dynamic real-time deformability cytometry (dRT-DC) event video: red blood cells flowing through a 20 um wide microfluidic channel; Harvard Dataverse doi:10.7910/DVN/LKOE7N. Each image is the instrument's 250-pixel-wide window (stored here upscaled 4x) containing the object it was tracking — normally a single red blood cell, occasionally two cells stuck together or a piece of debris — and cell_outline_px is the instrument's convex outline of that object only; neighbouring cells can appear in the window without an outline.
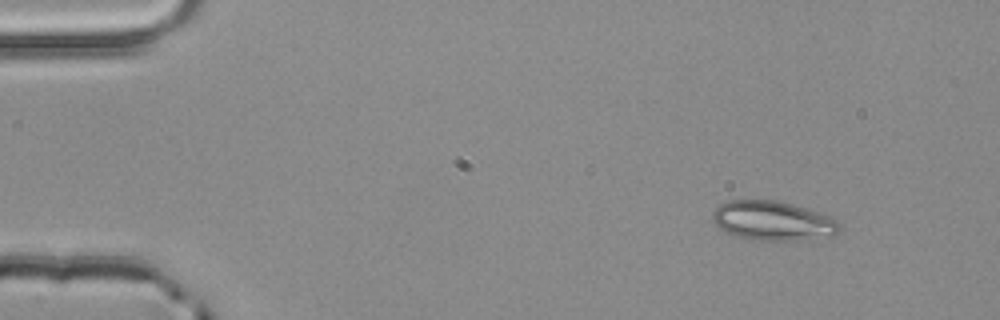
{"species": "common noctule bat (a hibernating species)", "species_latin": "Nyctalus noctula", "temperature_condition": "room temperature", "stored_images_in_passage": 4, "camera_frame_rate_fps": 3000, "um_per_image_px": 0.085, "animal": {"sex": "male", "body_mass_g": 20.4}, "frame": {"image": 1, "passage_image": 1, "time_ms": 0.0, "image_size_px": [1000, 320], "cell_outline_px": [[840, 228], [836, 236], [792, 240], [756, 240], [740, 236], [728, 232], [720, 228], [712, 220], [712, 212], [720, 204], [728, 200], [776, 200], [792, 204], [828, 216], [836, 220], [840, 224]], "centroid_in_image_um": [65.69, 18.76], "position_along_channel_um": 19.3, "area_um2": 28.78}}
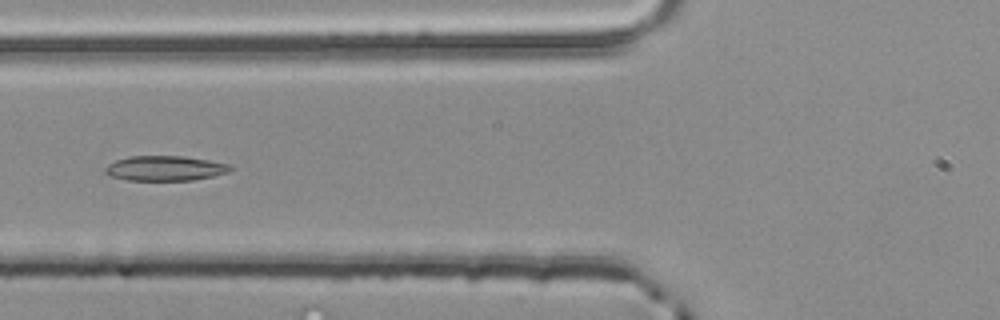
{"frame": {"image": 2, "passage_image": 4, "time_ms": 1.0, "image_size_px": [1000, 320], "cell_outline_px": [[232, 168], [228, 172], [212, 176], [192, 180], [128, 180], [108, 176], [104, 172], [104, 168], [108, 164], [116, 160], [128, 156], [184, 156], [208, 160], [228, 164]], "centroid_in_image_um": [13.97, 14.3], "position_along_channel_um": 111.8, "area_um2": 18.15}}